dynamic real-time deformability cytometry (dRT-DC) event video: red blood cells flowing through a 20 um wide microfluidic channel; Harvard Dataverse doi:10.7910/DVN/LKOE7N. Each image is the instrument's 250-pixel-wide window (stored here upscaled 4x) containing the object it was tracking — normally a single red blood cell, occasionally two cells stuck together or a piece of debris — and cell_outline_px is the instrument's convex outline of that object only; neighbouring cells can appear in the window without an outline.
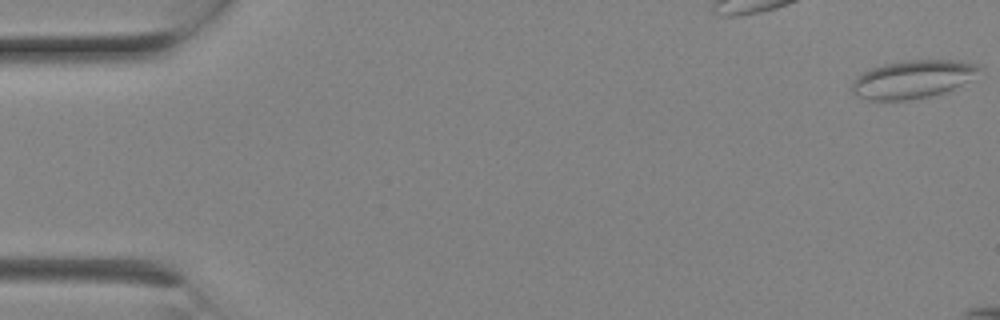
{"species": "Egyptian fruit bat (a non-hibernating species)", "species_latin": "Rousettus aegyptiacus", "temperature_condition": "room temperature", "stored_images_in_passage": 5, "camera_frame_rate_fps": 3000, "um_per_image_px": 0.085, "animal": {"sex": "female"}, "frame": {"image": 1, "passage_image": 1, "time_ms": 0.0, "image_size_px": [1000, 320], "cell_outline_px": [[980, 68], [960, 84], [948, 92], [908, 100], [868, 100], [856, 96], [852, 92], [852, 80], [860, 72], [884, 64], [904, 60], [956, 60], [976, 64]], "centroid_in_image_um": [77.46, 6.74], "position_along_channel_um": 7.5, "area_um2": 27.92}}